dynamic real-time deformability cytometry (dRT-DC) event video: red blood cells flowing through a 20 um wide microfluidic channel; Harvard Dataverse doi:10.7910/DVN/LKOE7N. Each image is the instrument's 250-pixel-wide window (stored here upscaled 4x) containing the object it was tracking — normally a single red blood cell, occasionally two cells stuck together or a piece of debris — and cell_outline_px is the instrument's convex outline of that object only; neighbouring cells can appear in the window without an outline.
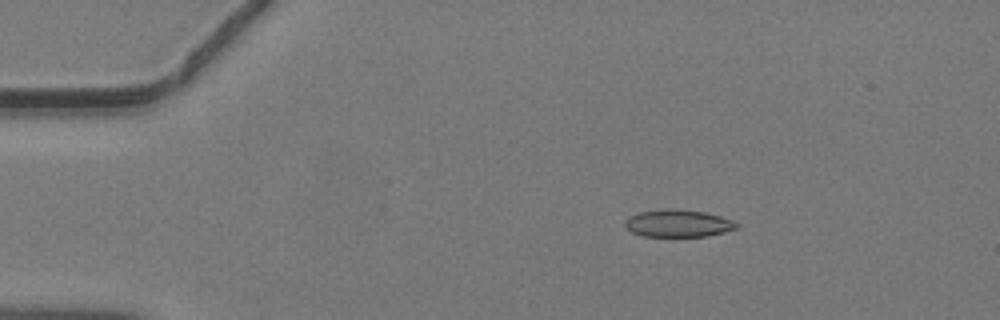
{"species": "common noctule bat (a hibernating species)", "species_latin": "Nyctalus noctula", "temperature_condition": "warm", "stored_images_in_passage": 41, "camera_frame_rate_fps": 3000, "um_per_image_px": 0.085, "animal": {"sex": "male", "body_mass_g": 19.2, "forearm_length_mm": 51.8}, "frame": {"image": 1, "passage_image": 3, "time_ms": 0.667, "image_size_px": [1000, 320], "cell_outline_px": [[740, 228], [708, 236], [640, 236], [632, 232], [624, 224], [624, 220], [628, 216], [640, 212], [664, 208], [676, 208], [704, 212], [720, 216], [732, 220], [740, 224]], "centroid_in_image_um": [57.65, 18.97], "position_along_channel_um": 27.4, "area_um2": 18.03}}
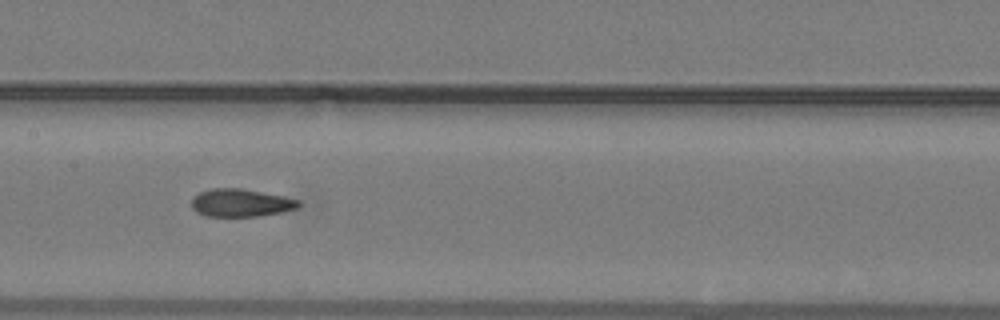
{"frame": {"image": 2, "passage_image": 18, "time_ms": 5.667, "image_size_px": [1000, 320], "cell_outline_px": [[300, 204], [296, 208], [280, 212], [256, 216], [208, 216], [196, 212], [192, 208], [192, 200], [200, 192], [212, 188], [240, 188], [284, 196], [300, 200]], "centroid_in_image_um": [20.47, 17.23], "position_along_channel_um": 186.9, "area_um2": 17.11}}
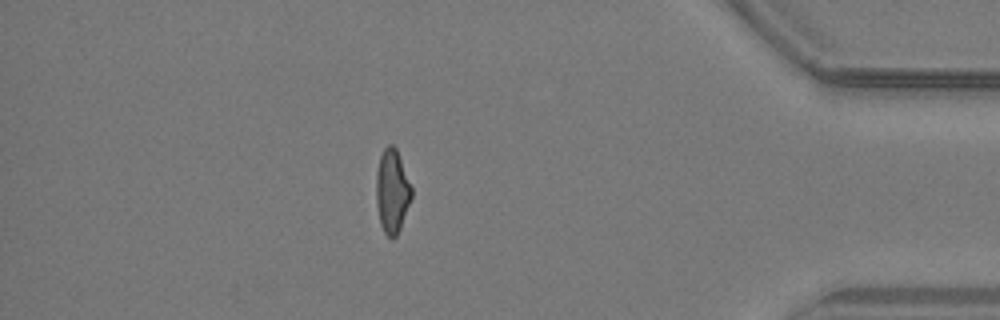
{"frame": {"image": 3, "passage_image": 35, "time_ms": 11.333, "image_size_px": [1000, 320], "cell_outline_px": [[412, 196], [400, 228], [396, 236], [392, 240], [384, 232], [380, 224], [376, 204], [376, 172], [380, 156], [384, 148], [388, 144], [392, 144], [396, 148], [412, 188]], "centroid_in_image_um": [33.31, 16.26], "position_along_channel_um": 401.9, "area_um2": 17.22}}